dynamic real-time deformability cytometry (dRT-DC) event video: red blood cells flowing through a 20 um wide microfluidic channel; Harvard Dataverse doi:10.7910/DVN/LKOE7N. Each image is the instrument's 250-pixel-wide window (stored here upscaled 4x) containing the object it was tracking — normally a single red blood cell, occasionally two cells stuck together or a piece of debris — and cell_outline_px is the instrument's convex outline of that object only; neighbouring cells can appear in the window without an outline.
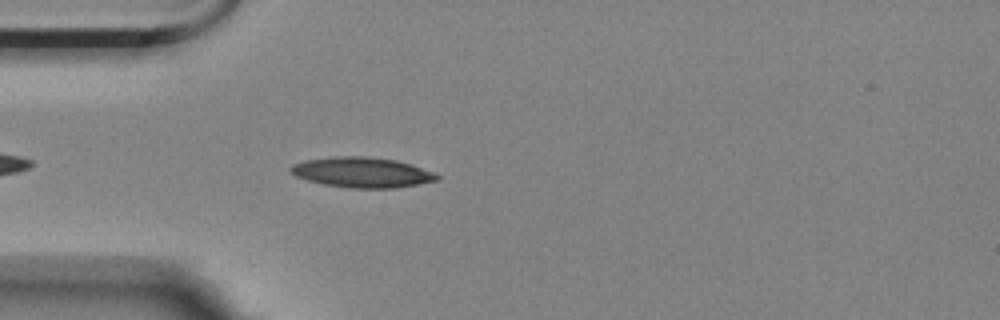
{"species": "Egyptian fruit bat (a non-hibernating species)", "species_latin": "Rousettus aegyptiacus", "temperature_condition": "room temperature", "stored_images_in_passage": 16, "camera_frame_rate_fps": 3000, "um_per_image_px": 0.085, "animal": {"sex": "female"}, "frame": {"image": 1, "passage_image": 5, "time_ms": 1.333, "image_size_px": [1000, 320], "cell_outline_px": [[440, 180], [396, 188], [348, 188], [324, 184], [308, 180], [296, 176], [288, 168], [292, 164], [304, 160], [332, 156], [364, 156], [396, 160], [432, 172], [440, 176]], "centroid_in_image_um": [30.74, 14.65], "position_along_channel_um": 54.3, "area_um2": 25.72}}
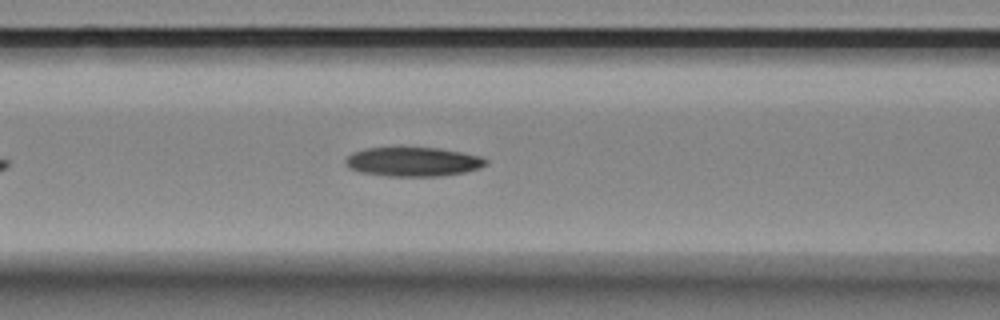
{"frame": {"image": 2, "passage_image": 12, "time_ms": 3.667, "image_size_px": [1000, 320], "cell_outline_px": [[488, 164], [480, 168], [464, 172], [440, 176], [388, 176], [360, 172], [348, 168], [344, 164], [344, 160], [352, 152], [364, 148], [400, 144], [440, 148], [480, 156], [488, 160]], "centroid_in_image_um": [35.04, 13.69], "position_along_channel_um": 131.6, "area_um2": 25.03}}
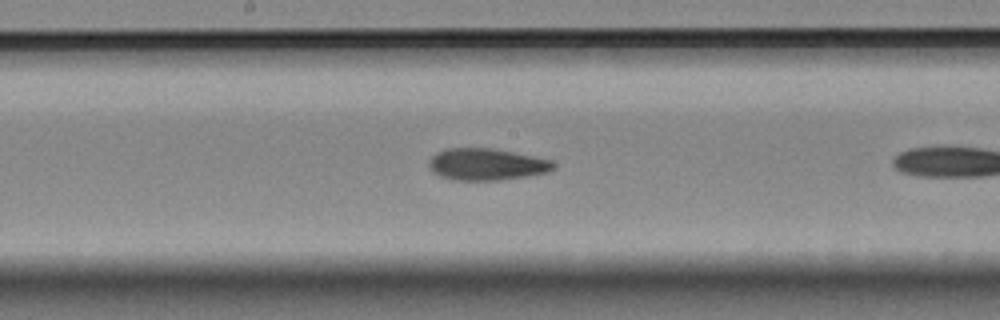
{"frame": {"image": 3, "passage_image": 15, "time_ms": 4.667, "image_size_px": [1000, 320], "cell_outline_px": [[556, 168], [548, 172], [500, 180], [456, 180], [440, 176], [428, 164], [428, 160], [436, 152], [444, 148], [496, 148], [552, 160], [556, 164]], "centroid_in_image_um": [41.38, 13.95], "position_along_channel_um": 206.8, "area_um2": 23.12}}